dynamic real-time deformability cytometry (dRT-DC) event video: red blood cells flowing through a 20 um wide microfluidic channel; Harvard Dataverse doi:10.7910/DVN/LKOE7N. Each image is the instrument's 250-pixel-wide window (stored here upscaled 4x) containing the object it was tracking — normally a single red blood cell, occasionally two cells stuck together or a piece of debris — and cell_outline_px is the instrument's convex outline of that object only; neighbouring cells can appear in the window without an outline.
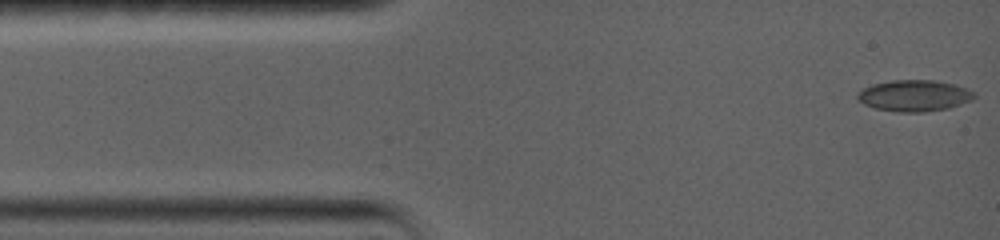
{"species": "common noctule bat (a hibernating species)", "species_latin": "Nyctalus noctula", "temperature_condition": "warm", "stored_images_in_passage": 72, "camera_frame_rate_fps": 5000, "um_per_image_px": 0.085, "animal": {"sex": "female", "body_mass_g": 19.0, "forearm_length_mm": 56.7}, "frame": {"image": 1, "passage_image": 1, "time_ms": 0.0, "image_size_px": [1000, 240], "cell_outline_px": [[976, 96], [972, 100], [948, 108], [924, 112], [896, 112], [876, 108], [864, 104], [856, 96], [864, 88], [872, 84], [892, 80], [932, 80], [952, 84], [964, 88], [972, 92]], "centroid_in_image_um": [77.7, 8.13], "position_along_channel_um": 7.3, "area_um2": 20.98}}
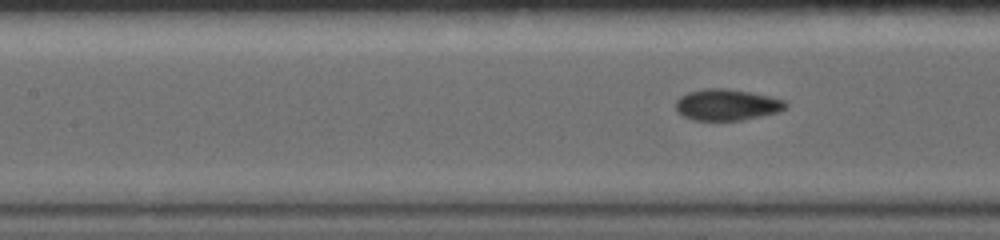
{"frame": {"image": 2, "passage_image": 32, "time_ms": 5.8, "image_size_px": [1000, 240], "cell_outline_px": [[788, 108], [780, 112], [740, 120], [692, 120], [676, 112], [676, 100], [680, 96], [688, 92], [704, 88], [724, 88], [748, 92], [768, 96], [784, 100], [788, 104]], "centroid_in_image_um": [61.77, 8.91], "position_along_channel_um": 145.6, "area_um2": 20.06}}
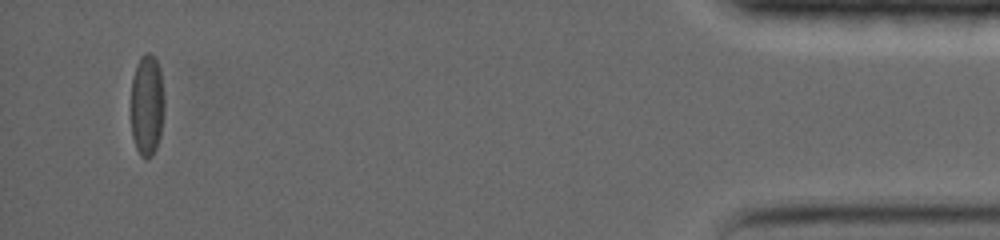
{"frame": {"image": 3, "passage_image": 72, "time_ms": 16.0, "image_size_px": [1000, 240], "cell_outline_px": [[164, 112], [160, 136], [156, 148], [152, 156], [140, 156], [136, 148], [132, 136], [132, 76], [136, 64], [140, 56], [144, 52], [152, 52], [156, 56], [160, 68], [164, 92]], "centroid_in_image_um": [12.51, 8.85], "position_along_channel_um": 422.7, "area_um2": 20.11}, "authors_computed_cell_mechanics": {"area_um2": 19.7098, "velocity_mm_per_s": 3.6798, "shape_relaxation_time_tau1_ms": 7.1187, "shape_relaxation_time_tau2_ms": 1.8619, "deformation_change_tau1": 0.164, "deformation_change_tau2": 0.0673}}